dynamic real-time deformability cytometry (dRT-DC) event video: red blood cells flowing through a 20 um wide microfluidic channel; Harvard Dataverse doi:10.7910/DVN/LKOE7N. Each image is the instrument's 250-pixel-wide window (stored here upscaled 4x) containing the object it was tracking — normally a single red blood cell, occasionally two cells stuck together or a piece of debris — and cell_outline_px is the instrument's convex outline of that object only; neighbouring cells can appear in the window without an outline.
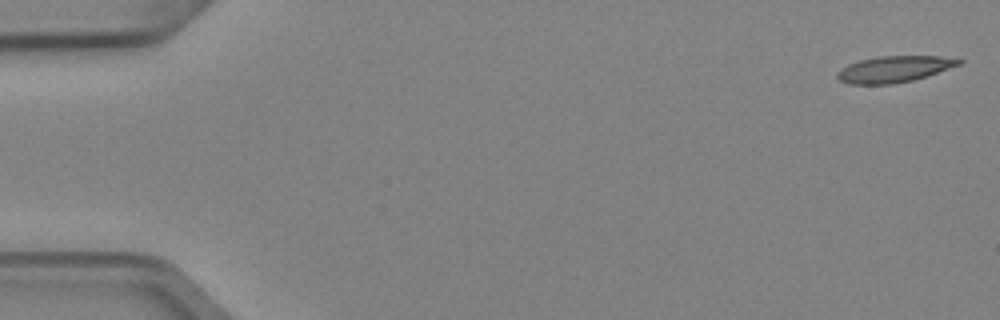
{"species": "Egyptian fruit bat (a non-hibernating species)", "species_latin": "Rousettus aegyptiacus", "temperature_condition": "cold", "stored_images_in_passage": 5, "camera_frame_rate_fps": 3000, "um_per_image_px": 0.085, "animal": {"sex": "female"}, "frame": {"image": 1, "passage_image": 1, "time_ms": 0.0, "image_size_px": [1000, 320], "cell_outline_px": [[964, 64], [928, 76], [912, 80], [892, 84], [848, 84], [840, 80], [836, 76], [836, 72], [840, 68], [848, 64], [860, 60], [876, 56], [940, 56], [964, 60]], "centroid_in_image_um": [76.03, 5.87], "position_along_channel_um": 9.0, "area_um2": 18.9}}
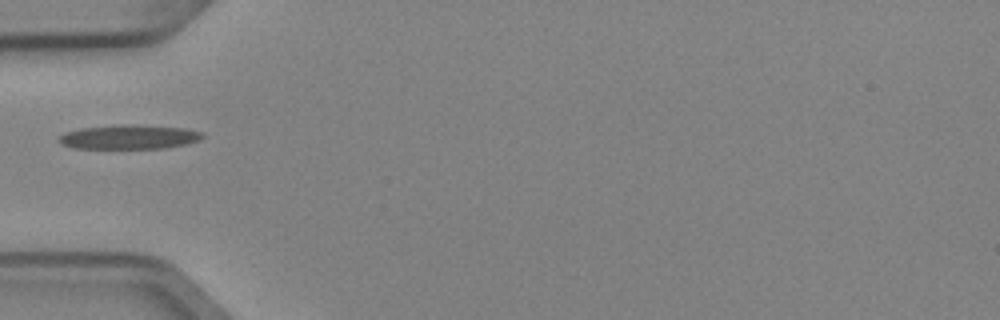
{"frame": {"image": 2, "passage_image": 5, "time_ms": 1.333, "image_size_px": [1000, 320], "cell_outline_px": [[204, 136], [200, 140], [168, 148], [76, 148], [60, 144], [56, 140], [64, 132], [80, 128], [120, 124], [132, 124], [184, 128], [204, 132]], "centroid_in_image_um": [10.96, 11.63], "position_along_channel_um": 74.0, "area_um2": 20.46}}